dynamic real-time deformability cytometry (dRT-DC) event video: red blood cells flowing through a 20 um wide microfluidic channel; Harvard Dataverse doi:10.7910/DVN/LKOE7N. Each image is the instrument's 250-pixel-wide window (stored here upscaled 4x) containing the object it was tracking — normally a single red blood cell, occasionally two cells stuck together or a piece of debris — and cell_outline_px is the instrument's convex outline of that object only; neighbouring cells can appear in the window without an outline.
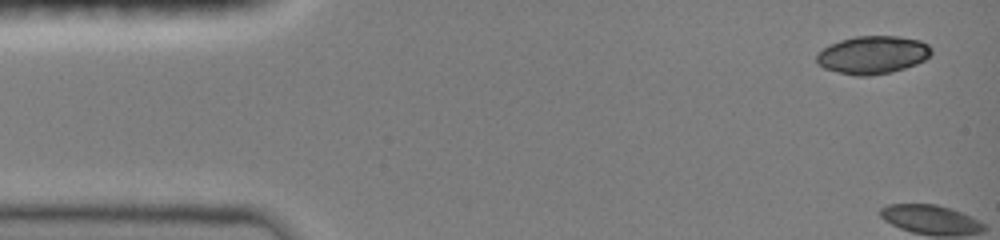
{"species": "common noctule bat (a hibernating species)", "species_latin": "Nyctalus noctula", "temperature_condition": "room temperature", "stored_images_in_passage": 2, "camera_frame_rate_fps": 3000, "um_per_image_px": 0.085, "animal": {"sex": "female", "body_mass_g": 19.0, "forearm_length_mm": 51.5}, "frame": {"image": 1, "passage_image": 1, "time_ms": 0.0, "image_size_px": [1000, 240], "cell_outline_px": [[932, 52], [924, 60], [916, 64], [892, 72], [868, 76], [856, 76], [824, 68], [816, 64], [816, 56], [828, 44], [840, 40], [856, 36], [900, 36], [920, 40], [928, 44], [932, 48]], "centroid_in_image_um": [74.18, 4.66], "position_along_channel_um": 10.8, "area_um2": 25.43}}